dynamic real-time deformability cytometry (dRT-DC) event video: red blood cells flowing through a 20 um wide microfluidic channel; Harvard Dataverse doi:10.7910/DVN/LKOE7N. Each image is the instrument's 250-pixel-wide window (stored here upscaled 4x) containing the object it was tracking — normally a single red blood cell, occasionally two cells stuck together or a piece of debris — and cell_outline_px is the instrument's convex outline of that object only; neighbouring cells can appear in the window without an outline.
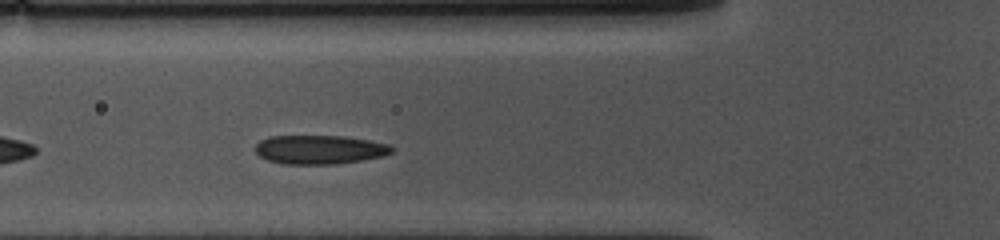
{"species": "common noctule bat (a hibernating species)", "species_latin": "Nyctalus noctula", "temperature_condition": "cold", "stored_images_in_passage": 31, "camera_frame_rate_fps": 3000, "um_per_image_px": 0.085, "animal": {"sex": "female", "body_mass_g": 10.0, "forearm_length_mm": 53.1}, "frame": {"image": 1, "passage_image": 7, "time_ms": 2.0, "image_size_px": [1000, 240], "cell_outline_px": [[396, 148], [392, 152], [384, 156], [364, 160], [336, 164], [284, 164], [268, 160], [260, 156], [256, 152], [256, 144], [260, 140], [268, 136], [344, 136], [392, 144]], "centroid_in_image_um": [27.22, 12.71], "position_along_channel_um": 98.6, "area_um2": 23.24}}
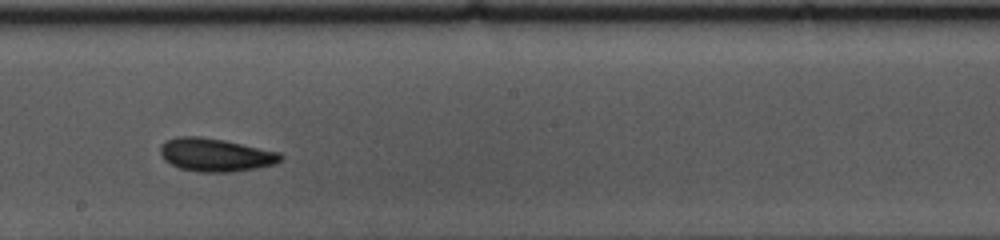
{"frame": {"image": 2, "passage_image": 18, "time_ms": 5.667, "image_size_px": [1000, 240], "cell_outline_px": [[284, 160], [276, 164], [256, 168], [232, 172], [200, 172], [180, 168], [164, 160], [160, 152], [160, 144], [164, 140], [176, 136], [200, 136], [224, 140], [280, 152], [284, 156]], "centroid_in_image_um": [18.33, 13.15], "position_along_channel_um": 229.9, "area_um2": 23.52}}
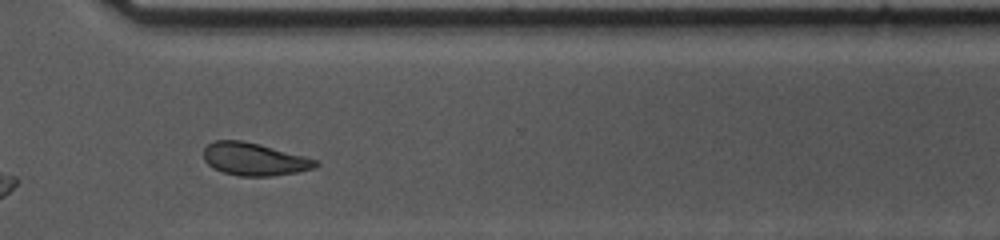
{"frame": {"image": 3, "passage_image": 28, "time_ms": 9.0, "image_size_px": [1000, 240], "cell_outline_px": [[320, 164], [316, 168], [296, 172], [272, 176], [240, 176], [224, 172], [208, 164], [204, 160], [204, 148], [208, 144], [216, 140], [244, 140], [260, 144], [304, 156], [316, 160]], "centroid_in_image_um": [21.62, 13.52], "position_along_channel_um": 349.0, "area_um2": 21.21}, "authors_computed_cell_mechanics": {"area_um2": 22.7154, "velocity_mm_per_s": 3.5732, "shape_relaxation_time_tau1_ms": 3.6764, "shape_relaxation_time_tau2_ms": 2.1433, "deformation_change_tau1": 0.1072, "deformation_change_tau2": 0.0564}}